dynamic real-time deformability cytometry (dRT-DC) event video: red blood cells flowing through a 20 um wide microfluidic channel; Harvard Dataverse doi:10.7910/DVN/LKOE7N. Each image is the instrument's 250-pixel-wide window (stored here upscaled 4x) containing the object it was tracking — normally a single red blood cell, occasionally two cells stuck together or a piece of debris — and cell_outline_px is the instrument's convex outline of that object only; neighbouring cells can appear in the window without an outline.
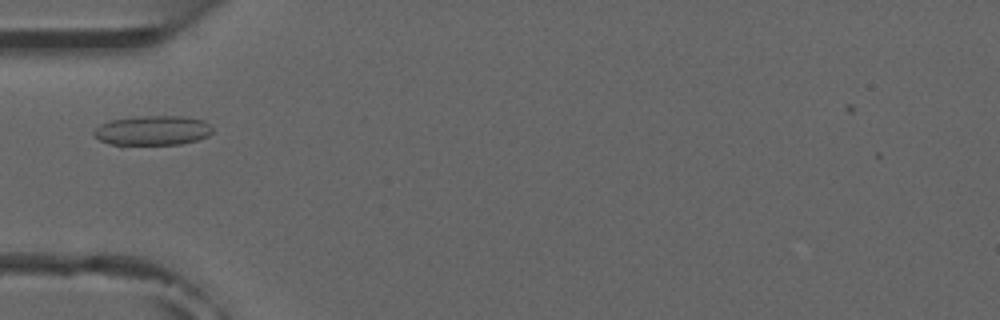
{"species": "common noctule bat (a hibernating species)", "species_latin": "Nyctalus noctula", "temperature_condition": "room temperature", "stored_images_in_passage": 2, "camera_frame_rate_fps": 3000, "um_per_image_px": 0.085, "animal": {"sex": "male", "forearm_length_mm": 52.5}, "frame": {"image": 1, "passage_image": 2, "time_ms": 1.333, "image_size_px": [1000, 320], "cell_outline_px": [[212, 132], [208, 136], [196, 140], [180, 144], [120, 148], [100, 140], [92, 132], [100, 124], [108, 120], [144, 116], [184, 116], [204, 120], [212, 124]], "centroid_in_image_um": [12.94, 11.13], "position_along_channel_um": 72.1, "area_um2": 21.44}}